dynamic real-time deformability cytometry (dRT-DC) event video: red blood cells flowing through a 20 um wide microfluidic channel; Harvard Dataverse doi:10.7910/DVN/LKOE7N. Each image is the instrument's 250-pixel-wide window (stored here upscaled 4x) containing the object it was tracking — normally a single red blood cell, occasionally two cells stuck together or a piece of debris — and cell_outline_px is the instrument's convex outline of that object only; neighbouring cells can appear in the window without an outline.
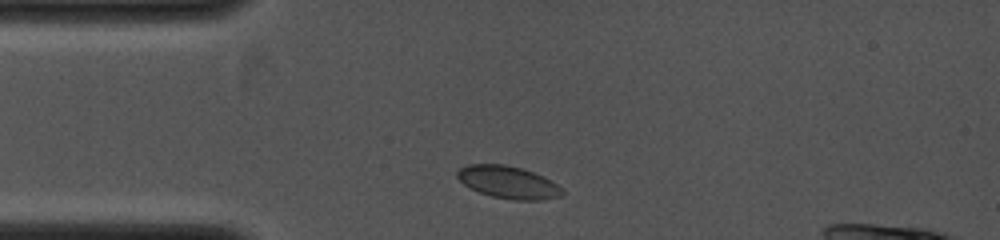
{"species": "common noctule bat (a hibernating species)", "species_latin": "Nyctalus noctula", "temperature_condition": "cold", "stored_images_in_passage": 16, "camera_frame_rate_fps": 4000, "um_per_image_px": 0.085, "animal": {"sex": "female", "body_mass_g": 19.0, "forearm_length_mm": 53.3}, "frame": {"image": 1, "passage_image": 1, "time_ms": 0.0, "image_size_px": [1000, 240], "cell_outline_px": [[564, 196], [540, 200], [512, 200], [492, 196], [480, 192], [464, 184], [456, 176], [456, 172], [460, 168], [468, 164], [504, 164], [520, 168], [532, 172], [556, 184], [564, 192]], "centroid_in_image_um": [43.18, 15.5], "position_along_channel_um": 41.8, "area_um2": 19.54}}
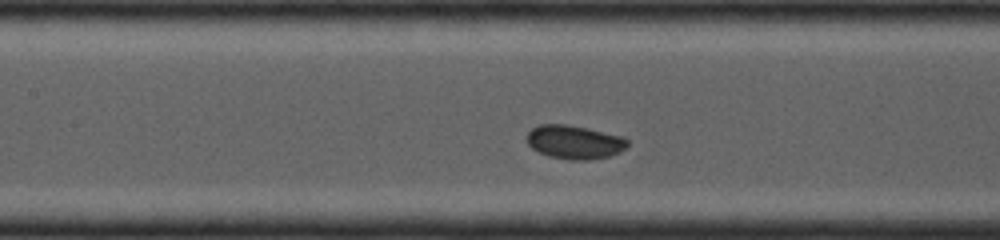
{"frame": {"image": 2, "passage_image": 10, "time_ms": 2.75, "image_size_px": [1000, 240], "cell_outline_px": [[628, 144], [620, 152], [608, 156], [588, 160], [568, 160], [548, 156], [532, 148], [528, 144], [524, 136], [532, 128], [540, 124], [568, 124], [588, 128], [624, 136], [628, 140]], "centroid_in_image_um": [48.81, 12.06], "position_along_channel_um": 158.6, "area_um2": 20.0}}
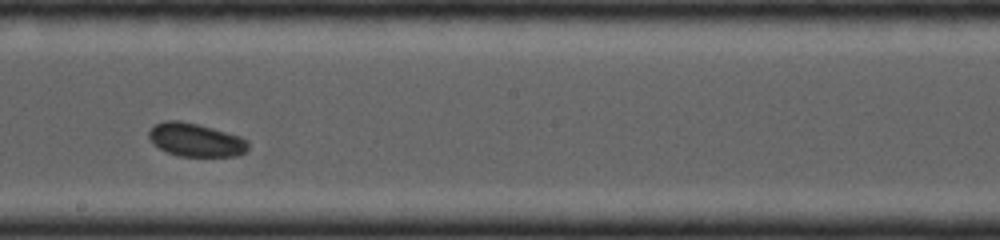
{"frame": {"image": 3, "passage_image": 14, "time_ms": 4.25, "image_size_px": [1000, 240], "cell_outline_px": [[248, 148], [244, 152], [236, 156], [180, 156], [168, 152], [152, 144], [148, 136], [148, 132], [152, 124], [164, 120], [176, 120], [196, 124], [212, 128], [240, 136], [248, 140]], "centroid_in_image_um": [16.59, 11.88], "position_along_channel_um": 231.6, "area_um2": 19.31}}